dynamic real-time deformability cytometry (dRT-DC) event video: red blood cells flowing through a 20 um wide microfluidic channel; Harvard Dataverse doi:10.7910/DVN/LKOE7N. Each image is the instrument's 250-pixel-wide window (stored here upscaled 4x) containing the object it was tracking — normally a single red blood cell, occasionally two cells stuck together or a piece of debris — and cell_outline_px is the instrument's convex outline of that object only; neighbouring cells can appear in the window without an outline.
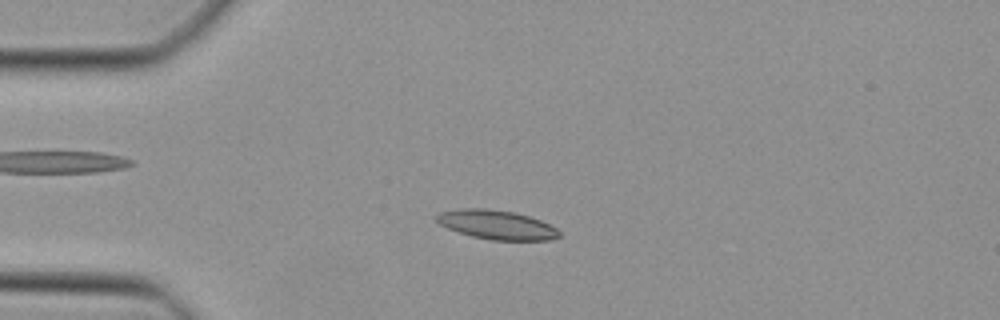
{"species": "Egyptian fruit bat (a non-hibernating species)", "species_latin": "Rousettus aegyptiacus", "temperature_condition": "cold", "stored_images_in_passage": 32, "camera_frame_rate_fps": 3000, "um_per_image_px": 0.085, "animal": {"sex": "female"}, "frame": {"image": 1, "passage_image": 2, "time_ms": 0.333, "image_size_px": [1000, 320], "cell_outline_px": [[560, 236], [548, 240], [492, 240], [472, 236], [448, 228], [440, 224], [432, 216], [440, 212], [460, 208], [484, 208], [516, 212], [540, 220], [556, 228], [560, 232]], "centroid_in_image_um": [42.18, 19.09], "position_along_channel_um": 42.8, "area_um2": 20.81}}
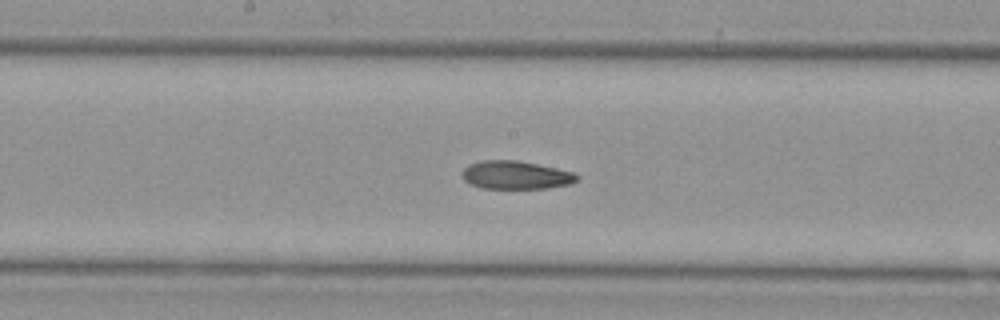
{"frame": {"image": 2, "passage_image": 15, "time_ms": 4.667, "image_size_px": [1000, 320], "cell_outline_px": [[580, 180], [568, 184], [548, 188], [480, 188], [464, 180], [460, 172], [468, 164], [484, 160], [516, 160], [556, 168], [572, 172], [580, 176]], "centroid_in_image_um": [43.83, 14.88], "position_along_channel_um": 204.4, "area_um2": 18.84}}
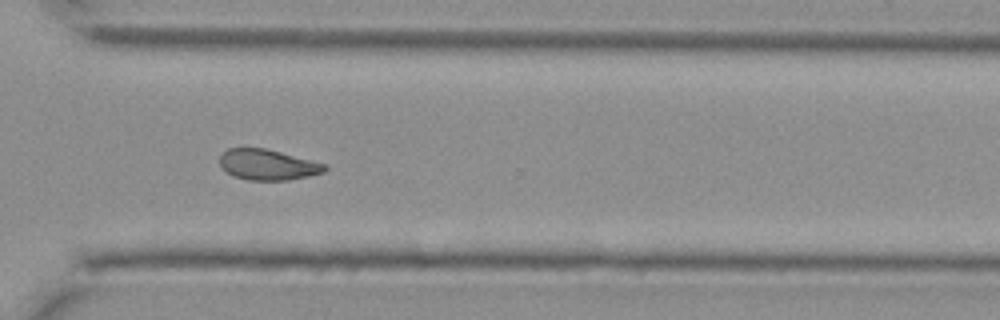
{"frame": {"image": 3, "passage_image": 25, "time_ms": 8.0, "image_size_px": [1000, 320], "cell_outline_px": [[328, 168], [324, 172], [308, 176], [288, 180], [248, 180], [232, 176], [224, 172], [220, 164], [220, 156], [228, 148], [264, 148], [280, 152], [324, 164]], "centroid_in_image_um": [22.7, 14.01], "position_along_channel_um": 347.9, "area_um2": 18.61}}